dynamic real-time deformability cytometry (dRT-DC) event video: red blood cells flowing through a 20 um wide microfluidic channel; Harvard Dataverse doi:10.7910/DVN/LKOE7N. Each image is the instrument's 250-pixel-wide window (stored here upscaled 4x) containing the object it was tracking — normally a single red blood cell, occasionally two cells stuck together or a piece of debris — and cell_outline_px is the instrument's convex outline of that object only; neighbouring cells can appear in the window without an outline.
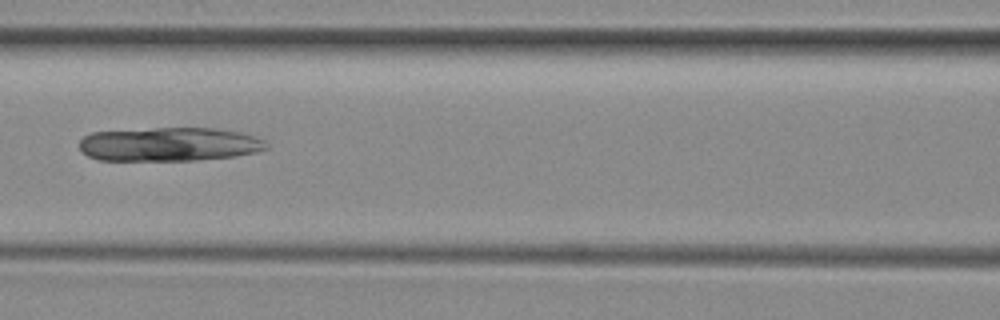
{"species": "common noctule bat (a hibernating species)", "species_latin": "Nyctalus noctula", "temperature_condition": "room temperature", "stored_images_in_passage": 37, "camera_frame_rate_fps": 3000, "um_per_image_px": 0.085, "animal": {"sex": "female", "body_mass_g": 29.2, "forearm_length_mm": 56.3}, "frame": {"image": 1, "passage_image": 8, "time_ms": 2.333, "image_size_px": [1000, 320], "cell_outline_px": [[268, 148], [256, 152], [236, 156], [196, 160], [100, 160], [88, 156], [80, 148], [80, 140], [84, 136], [92, 132], [156, 128], [216, 128], [240, 132], [264, 140], [268, 144]], "centroid_in_image_um": [14.4, 12.26], "position_along_channel_um": 152.2, "area_um2": 36.82}}